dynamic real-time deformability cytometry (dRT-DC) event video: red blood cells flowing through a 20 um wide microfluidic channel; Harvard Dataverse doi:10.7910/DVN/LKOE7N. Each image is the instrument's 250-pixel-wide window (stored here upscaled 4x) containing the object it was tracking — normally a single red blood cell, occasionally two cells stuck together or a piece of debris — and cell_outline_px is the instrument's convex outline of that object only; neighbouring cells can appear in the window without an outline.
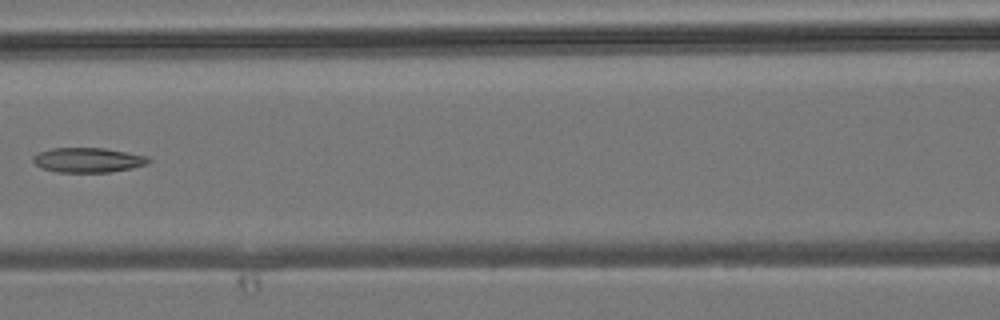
{"species": "common noctule bat (a hibernating species)", "species_latin": "Nyctalus noctula", "temperature_condition": "room temperature", "stored_images_in_passage": 6, "camera_frame_rate_fps": 3000, "um_per_image_px": 0.085, "animal": {"sex": "male", "body_mass_g": 19.2, "forearm_length_mm": 51.8}, "frame": {"image": 1, "passage_image": 6, "time_ms": 6.333, "image_size_px": [1000, 320], "cell_outline_px": [[152, 160], [148, 164], [132, 168], [108, 172], [56, 172], [40, 168], [32, 160], [32, 156], [40, 152], [52, 148], [104, 148], [148, 156]], "centroid_in_image_um": [7.48, 13.6], "position_along_channel_um": 159.1, "area_um2": 16.7}}